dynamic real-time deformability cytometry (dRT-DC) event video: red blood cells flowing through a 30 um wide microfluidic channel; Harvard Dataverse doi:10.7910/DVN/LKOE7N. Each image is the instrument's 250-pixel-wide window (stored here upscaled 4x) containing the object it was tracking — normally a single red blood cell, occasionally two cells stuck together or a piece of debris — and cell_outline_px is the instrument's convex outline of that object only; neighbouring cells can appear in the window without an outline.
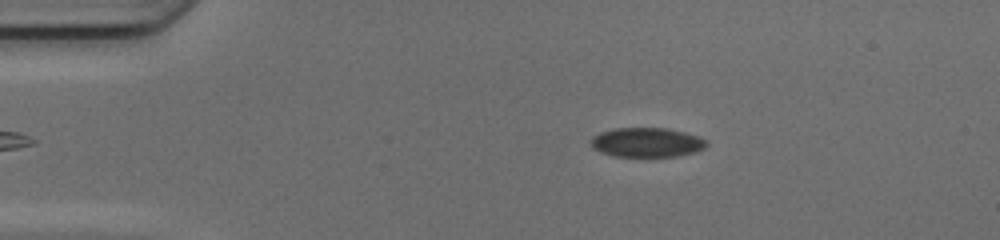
{"species": "common noctule bat (a hibernating species)", "species_latin": "Nyctalus noctula", "temperature_condition": "cold", "stored_images_in_passage": 50, "camera_frame_rate_fps": 3000, "um_per_image_px": 0.085, "animal": {"sex": "female", "body_mass_g": 17.0, "forearm_length_mm": 48.0}, "frame": {"image": 1, "passage_image": 9, "time_ms": 2.667, "image_size_px": [1000, 240], "cell_outline_px": [[708, 144], [704, 148], [696, 152], [676, 156], [616, 156], [600, 152], [592, 144], [592, 140], [600, 132], [616, 128], [668, 128], [684, 132], [696, 136], [704, 140]], "centroid_in_image_um": [55.02, 12.1], "position_along_channel_um": 30.0, "area_um2": 19.42}}
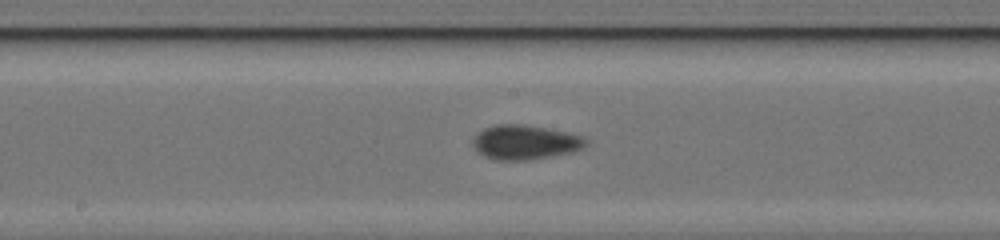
{"frame": {"image": 2, "passage_image": 26, "time_ms": 8.333, "image_size_px": [1000, 240], "cell_outline_px": [[584, 144], [580, 148], [568, 152], [528, 160], [496, 160], [484, 156], [472, 144], [472, 136], [484, 128], [492, 124], [524, 124], [564, 132], [580, 136], [584, 140]], "centroid_in_image_um": [44.49, 12.08], "position_along_channel_um": 203.7, "area_um2": 22.14}}
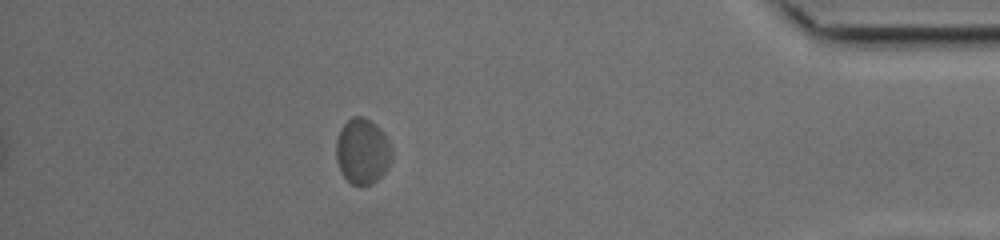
{"frame": {"image": 3, "passage_image": 44, "time_ms": 14.333, "image_size_px": [1000, 240], "cell_outline_px": [[392, 156], [384, 172], [372, 184], [364, 188], [360, 188], [352, 184], [340, 172], [336, 160], [336, 140], [340, 128], [352, 116], [364, 116], [376, 124], [384, 132], [388, 140], [392, 152]], "centroid_in_image_um": [30.79, 12.87], "position_along_channel_um": 404.4, "area_um2": 21.62}, "authors_computed_cell_mechanics": {"area_um2": 20.9236, "velocity_mm_per_s": 4.1147, "shape_relaxation_time_tau1_ms": 3.3076, "shape_relaxation_time_tau2_ms": 2.2046, "deformation_change_tau1": 0.0956, "deformation_change_tau2": 0.0553}}